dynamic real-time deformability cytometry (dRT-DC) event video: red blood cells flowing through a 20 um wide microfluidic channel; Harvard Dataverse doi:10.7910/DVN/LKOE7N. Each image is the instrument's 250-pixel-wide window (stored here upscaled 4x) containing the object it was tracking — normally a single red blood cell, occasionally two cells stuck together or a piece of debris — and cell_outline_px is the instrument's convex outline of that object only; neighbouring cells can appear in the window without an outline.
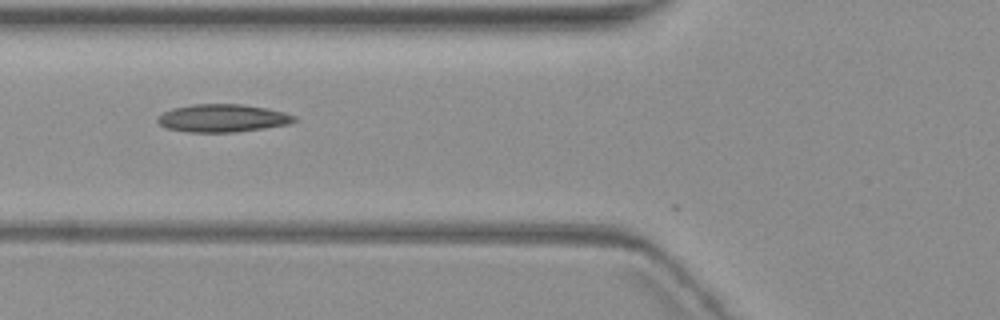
{"species": "common noctule bat (a hibernating species)", "species_latin": "Nyctalus noctula", "temperature_condition": "warm", "stored_images_in_passage": 13, "camera_frame_rate_fps": 3000, "um_per_image_px": 0.085, "animal": {"sex": "female", "body_mass_g": 19.3, "forearm_length_mm": 54.1}, "frame": {"image": 1, "passage_image": 3, "time_ms": 3.0, "image_size_px": [1000, 320], "cell_outline_px": [[296, 120], [288, 124], [264, 128], [236, 132], [188, 132], [168, 128], [160, 124], [156, 120], [164, 112], [172, 108], [192, 104], [244, 104], [268, 108], [284, 112], [296, 116]], "centroid_in_image_um": [18.94, 10.03], "position_along_channel_um": 106.9, "area_um2": 22.14}}
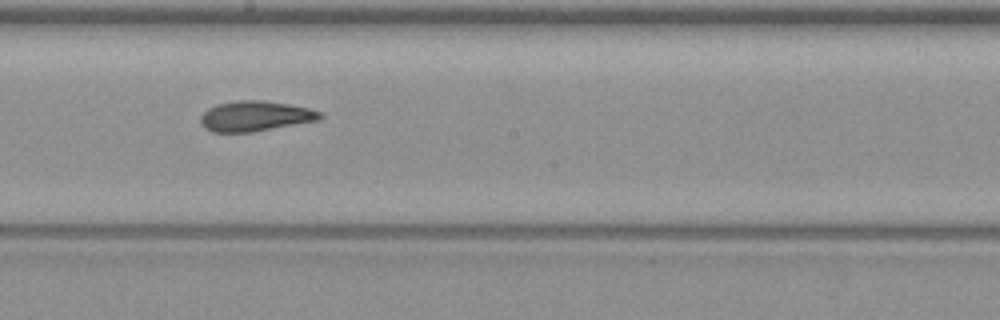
{"frame": {"image": 2, "passage_image": 6, "time_ms": 6.333, "image_size_px": [1000, 320], "cell_outline_px": [[324, 116], [320, 120], [252, 132], [212, 132], [204, 128], [200, 120], [200, 116], [208, 108], [216, 104], [240, 100], [264, 100], [288, 104], [308, 108], [320, 112]], "centroid_in_image_um": [21.69, 9.87], "position_along_channel_um": 226.5, "area_um2": 21.1}}
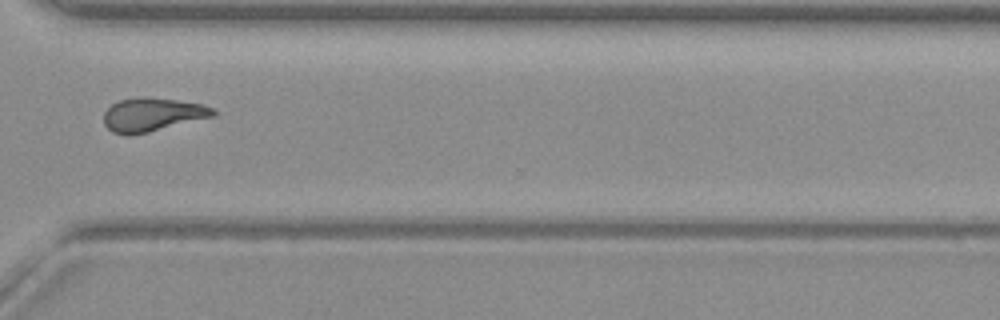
{"frame": {"image": 3, "passage_image": 9, "time_ms": 10.0, "image_size_px": [1000, 320], "cell_outline_px": [[216, 112], [212, 116], [148, 132], [128, 136], [124, 136], [112, 132], [104, 124], [104, 112], [112, 104], [120, 100], [144, 96], [176, 100], [200, 104], [212, 108]], "centroid_in_image_um": [12.88, 9.75], "position_along_channel_um": 357.7, "area_um2": 21.1}, "authors_computed_cell_mechanics": {"area_um2": 20.8658, "velocity_mm_per_s": 3.5699, "shape_relaxation_time_tau1_ms": null, "shape_relaxation_time_tau2_ms": 7.8658, "deformation_change_tau1": null, "deformation_change_tau2": 0.1533}}